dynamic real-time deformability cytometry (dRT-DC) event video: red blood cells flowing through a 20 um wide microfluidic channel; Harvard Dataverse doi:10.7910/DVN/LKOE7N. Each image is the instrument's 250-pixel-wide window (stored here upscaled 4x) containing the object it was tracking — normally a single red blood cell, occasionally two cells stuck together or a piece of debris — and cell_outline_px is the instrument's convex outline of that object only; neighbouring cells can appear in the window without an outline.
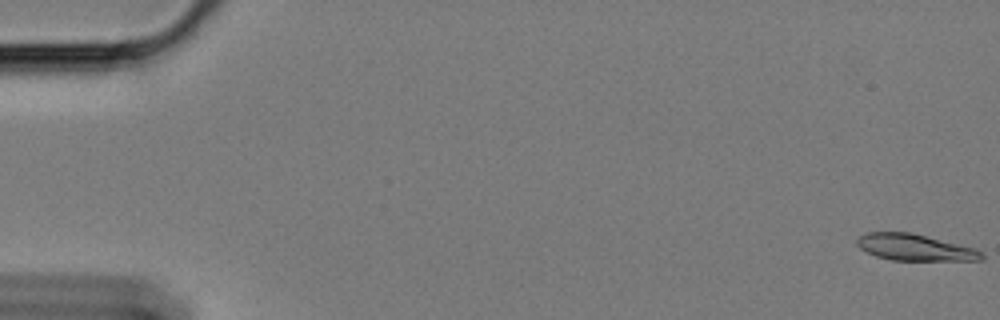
{"species": "Egyptian fruit bat (a non-hibernating species)", "species_latin": "Rousettus aegyptiacus", "temperature_condition": "cold", "stored_images_in_passage": 59, "segment_of_instrument_passage": [1, 3], "camera_frame_rate_fps": 3000, "um_per_image_px": 0.085, "animal": {"sex": "female"}, "frame": {"image": 1, "passage_image": 1, "time_ms": 0.0, "image_size_px": [1000, 320], "cell_outline_px": [[984, 260], [892, 260], [876, 256], [860, 248], [856, 244], [856, 240], [860, 236], [868, 232], [912, 232], [972, 248], [984, 252]], "centroid_in_image_um": [77.75, 21.03], "position_along_channel_um": 7.3, "area_um2": 19.02}}